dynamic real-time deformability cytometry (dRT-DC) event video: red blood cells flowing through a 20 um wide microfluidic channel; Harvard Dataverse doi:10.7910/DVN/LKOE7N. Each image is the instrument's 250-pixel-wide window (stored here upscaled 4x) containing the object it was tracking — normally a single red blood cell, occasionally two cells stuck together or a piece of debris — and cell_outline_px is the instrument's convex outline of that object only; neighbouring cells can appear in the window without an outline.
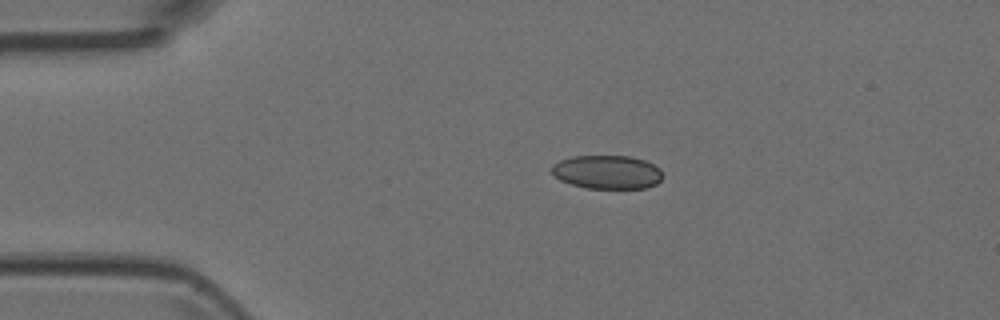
{"species": "Egyptian fruit bat (a non-hibernating species)", "species_latin": "Rousettus aegyptiacus", "temperature_condition": "room temperature", "stored_images_in_passage": 3, "camera_frame_rate_fps": 3000, "um_per_image_px": 0.085, "animal": {"sex": "female"}, "frame": {"image": 1, "passage_image": 2, "time_ms": 0.333, "image_size_px": [1000, 320], "cell_outline_px": [[660, 180], [656, 184], [644, 188], [588, 188], [572, 184], [560, 180], [552, 172], [552, 164], [560, 160], [572, 156], [632, 156], [644, 160], [660, 168]], "centroid_in_image_um": [51.59, 14.61], "position_along_channel_um": 33.4, "area_um2": 21.56}}